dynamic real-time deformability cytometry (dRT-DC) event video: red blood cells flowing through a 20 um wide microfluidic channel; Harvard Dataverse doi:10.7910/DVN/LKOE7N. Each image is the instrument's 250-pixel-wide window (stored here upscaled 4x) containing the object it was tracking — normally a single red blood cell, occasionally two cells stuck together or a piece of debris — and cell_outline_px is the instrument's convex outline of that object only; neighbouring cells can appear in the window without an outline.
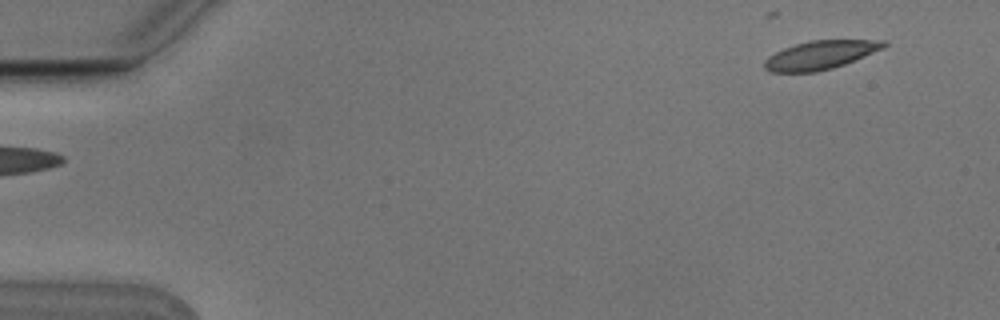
{"species": "Egyptian fruit bat (a non-hibernating species)", "species_latin": "Rousettus aegyptiacus", "temperature_condition": "cold", "stored_images_in_passage": 5, "camera_frame_rate_fps": 3000, "um_per_image_px": 0.085, "animal": {"sex": "male"}, "frame": {"image": 1, "passage_image": 1, "time_ms": 0.0, "image_size_px": [1000, 320], "cell_outline_px": [[888, 44], [884, 48], [844, 64], [832, 68], [816, 72], [772, 72], [764, 68], [764, 60], [768, 56], [784, 48], [796, 44], [812, 40], [884, 40]], "centroid_in_image_um": [69.72, 4.67], "position_along_channel_um": 15.3, "area_um2": 19.71}}